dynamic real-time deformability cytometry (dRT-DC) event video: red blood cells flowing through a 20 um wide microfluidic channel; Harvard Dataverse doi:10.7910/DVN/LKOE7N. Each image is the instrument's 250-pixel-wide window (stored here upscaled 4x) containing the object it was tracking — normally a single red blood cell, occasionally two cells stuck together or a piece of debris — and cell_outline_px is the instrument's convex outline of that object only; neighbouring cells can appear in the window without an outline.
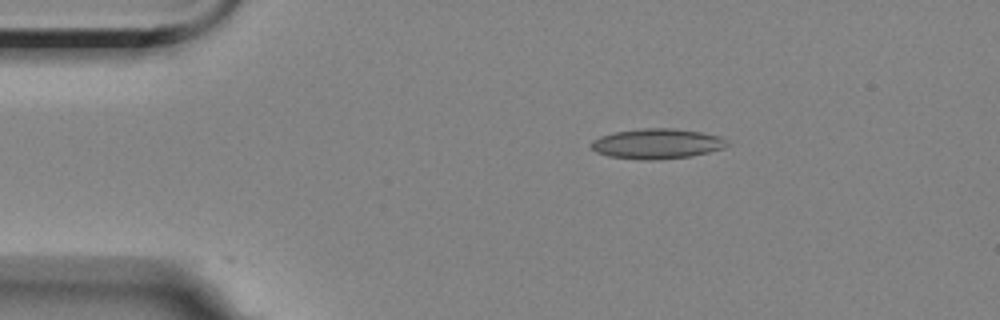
{"species": "Egyptian fruit bat (a non-hibernating species)", "species_latin": "Rousettus aegyptiacus", "temperature_condition": "room temperature", "stored_images_in_passage": 4, "camera_frame_rate_fps": 3000, "um_per_image_px": 0.085, "animal": {"sex": "female"}, "frame": {"image": 1, "passage_image": 2, "time_ms": 1.333, "image_size_px": [1000, 320], "cell_outline_px": [[732, 144], [724, 148], [692, 156], [660, 160], [640, 160], [608, 156], [596, 152], [588, 144], [592, 140], [600, 136], [616, 132], [640, 128], [672, 128], [700, 132], [720, 136], [728, 140]], "centroid_in_image_um": [55.86, 12.22], "position_along_channel_um": 29.1, "area_um2": 24.22}}